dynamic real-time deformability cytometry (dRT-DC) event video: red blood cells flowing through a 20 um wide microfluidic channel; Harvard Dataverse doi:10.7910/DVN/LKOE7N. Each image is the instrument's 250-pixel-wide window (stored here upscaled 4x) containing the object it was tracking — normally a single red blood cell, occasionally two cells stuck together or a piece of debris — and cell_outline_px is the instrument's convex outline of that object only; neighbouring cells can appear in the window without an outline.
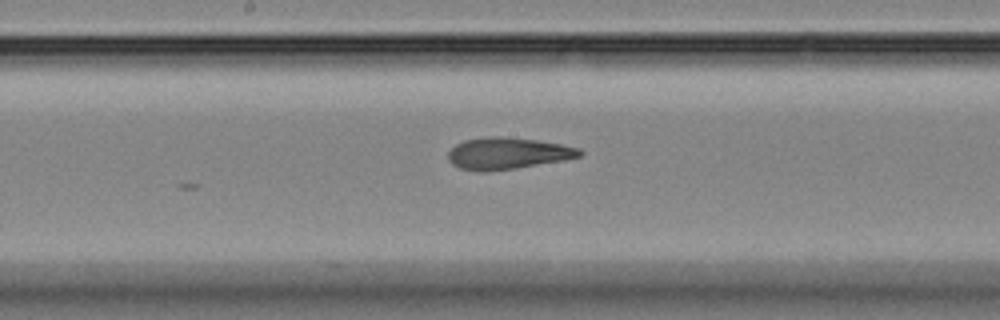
{"species": "Egyptian fruit bat (a non-hibernating species)", "species_latin": "Rousettus aegyptiacus", "temperature_condition": "room temperature", "stored_images_in_passage": 29, "camera_frame_rate_fps": 3000, "um_per_image_px": 0.085, "animal": {"sex": "female"}, "frame": {"image": 1, "passage_image": 29, "time_ms": 9.333, "image_size_px": [1000, 320], "cell_outline_px": [[584, 152], [580, 156], [564, 160], [516, 168], [488, 172], [476, 172], [460, 168], [452, 164], [448, 160], [448, 152], [456, 144], [464, 140], [488, 136], [500, 136], [536, 140], [560, 144], [580, 148]], "centroid_in_image_um": [43.12, 13.04], "position_along_channel_um": 205.1, "area_um2": 24.39}}